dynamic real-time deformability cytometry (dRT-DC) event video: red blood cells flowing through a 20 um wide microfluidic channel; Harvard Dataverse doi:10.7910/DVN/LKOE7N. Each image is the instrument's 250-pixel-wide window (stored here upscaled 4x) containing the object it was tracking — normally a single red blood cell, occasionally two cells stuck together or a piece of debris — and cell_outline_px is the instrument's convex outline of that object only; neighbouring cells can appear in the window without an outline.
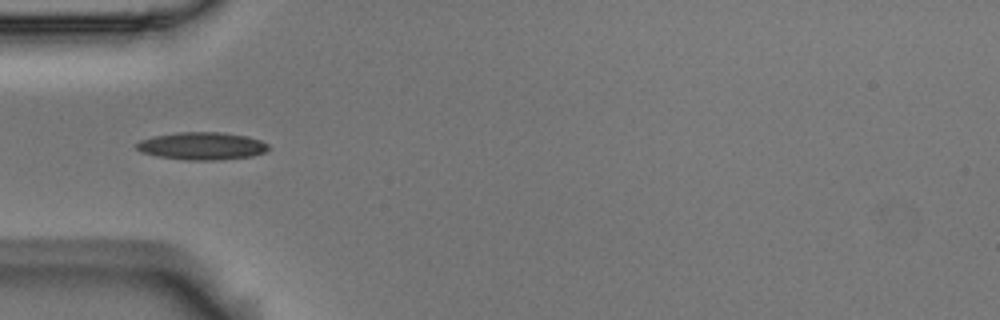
{"species": "Egyptian fruit bat (a non-hibernating species)", "species_latin": "Rousettus aegyptiacus", "temperature_condition": "room temperature", "stored_images_in_passage": 15, "camera_frame_rate_fps": 3000, "um_per_image_px": 0.085, "animal": {"sex": "male"}, "frame": {"image": 1, "passage_image": 5, "time_ms": 1.333, "image_size_px": [1000, 320], "cell_outline_px": [[268, 148], [264, 152], [252, 156], [212, 160], [188, 160], [160, 156], [144, 152], [136, 148], [136, 144], [140, 140], [156, 136], [176, 132], [224, 132], [248, 136], [260, 140], [268, 144]], "centroid_in_image_um": [17.2, 12.39], "position_along_channel_um": 67.8, "area_um2": 20.92}}
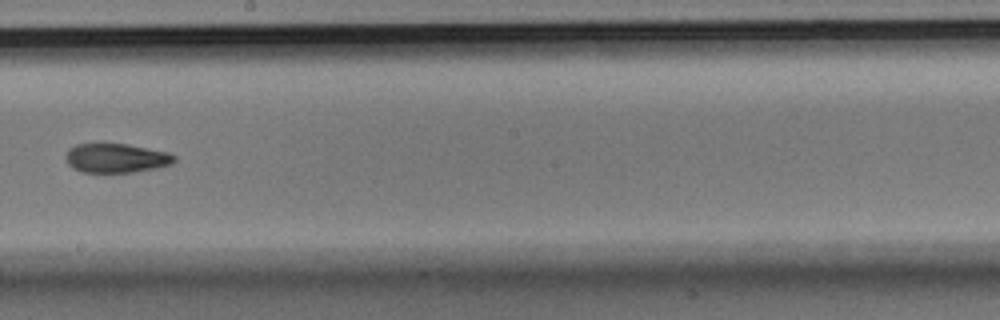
{"frame": {"image": 2, "passage_image": 9, "time_ms": 2.667, "image_size_px": [1000, 320], "cell_outline_px": [[176, 160], [172, 164], [156, 168], [132, 172], [84, 172], [72, 168], [68, 164], [64, 156], [68, 148], [76, 144], [128, 144], [168, 152], [176, 156]], "centroid_in_image_um": [9.86, 13.43], "position_along_channel_um": 238.3, "area_um2": 18.55}}
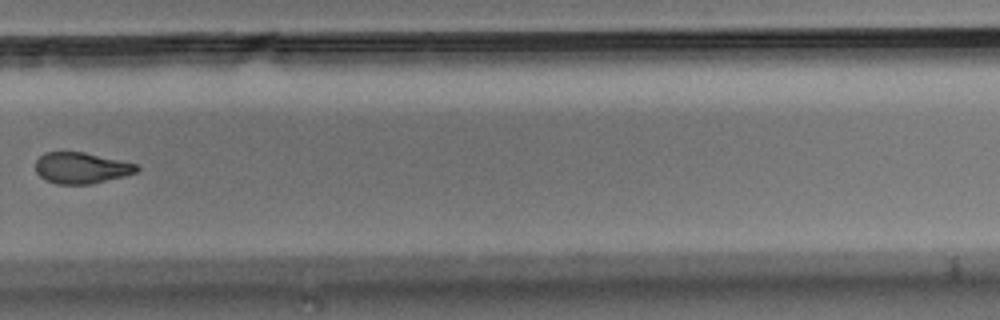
{"frame": {"image": 3, "passage_image": 11, "time_ms": 3.333, "image_size_px": [1000, 320], "cell_outline_px": [[140, 168], [136, 172], [124, 176], [92, 184], [56, 184], [44, 180], [36, 172], [36, 160], [44, 152], [84, 152], [136, 164]], "centroid_in_image_um": [6.88, 14.28], "position_along_channel_um": 322.9, "area_um2": 18.32}}